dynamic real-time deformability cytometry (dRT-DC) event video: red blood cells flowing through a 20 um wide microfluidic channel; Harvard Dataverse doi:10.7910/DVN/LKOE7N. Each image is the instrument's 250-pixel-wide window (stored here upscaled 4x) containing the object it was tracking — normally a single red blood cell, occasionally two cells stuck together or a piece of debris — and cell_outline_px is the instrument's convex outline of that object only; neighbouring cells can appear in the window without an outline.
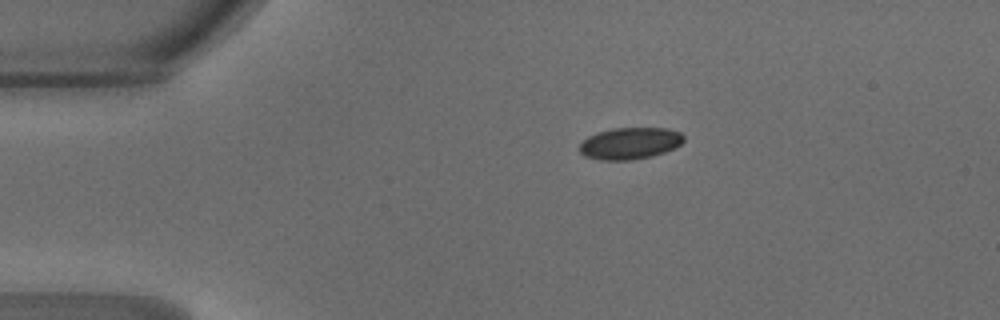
{"species": "common noctule bat (a hibernating species)", "species_latin": "Nyctalus noctula", "temperature_condition": "warm", "stored_images_in_passage": 24, "camera_frame_rate_fps": 3000, "um_per_image_px": 0.085, "animal": {"sex": "male", "body_mass_g": 18.8}, "frame": {"image": 1, "passage_image": 1, "time_ms": 0.0, "image_size_px": [1000, 320], "cell_outline_px": [[684, 140], [680, 144], [664, 152], [652, 156], [628, 160], [600, 160], [584, 156], [580, 152], [580, 144], [588, 136], [596, 132], [612, 128], [668, 128], [680, 132], [684, 136]], "centroid_in_image_um": [53.53, 12.17], "position_along_channel_um": 31.5, "area_um2": 19.25}}
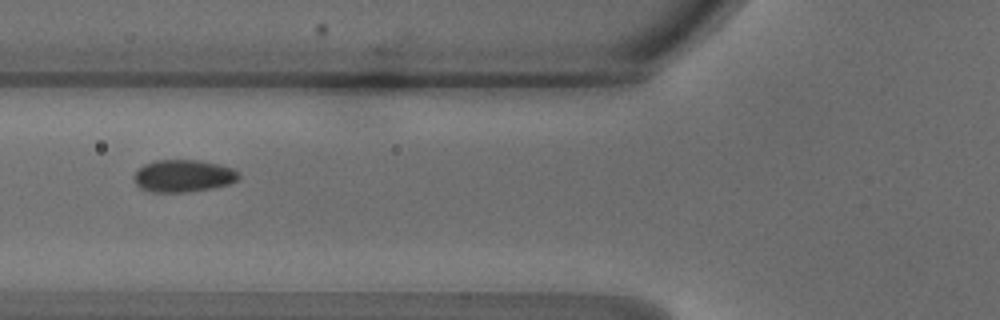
{"frame": {"image": 2, "passage_image": 10, "time_ms": 3.0, "image_size_px": [1000, 320], "cell_outline_px": [[240, 176], [236, 180], [228, 184], [212, 188], [188, 192], [152, 192], [140, 188], [136, 184], [132, 176], [144, 164], [156, 160], [196, 160], [216, 164], [232, 168], [240, 172]], "centroid_in_image_um": [15.56, 14.96], "position_along_channel_um": 110.2, "area_um2": 19.65}}
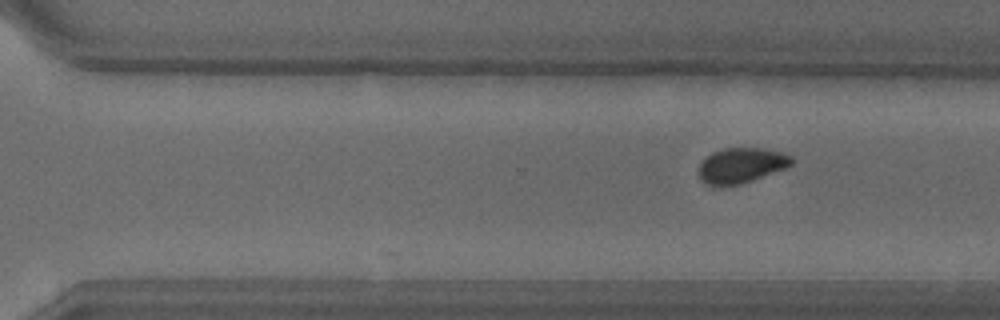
{"frame": {"image": 3, "passage_image": 24, "time_ms": 7.667, "image_size_px": [1000, 320], "cell_outline_px": [[792, 164], [788, 168], [740, 184], [704, 184], [700, 180], [696, 172], [700, 160], [712, 152], [724, 148], [764, 148], [784, 152], [792, 156]], "centroid_in_image_um": [62.99, 14.04], "position_along_channel_um": 307.6, "area_um2": 19.36}}